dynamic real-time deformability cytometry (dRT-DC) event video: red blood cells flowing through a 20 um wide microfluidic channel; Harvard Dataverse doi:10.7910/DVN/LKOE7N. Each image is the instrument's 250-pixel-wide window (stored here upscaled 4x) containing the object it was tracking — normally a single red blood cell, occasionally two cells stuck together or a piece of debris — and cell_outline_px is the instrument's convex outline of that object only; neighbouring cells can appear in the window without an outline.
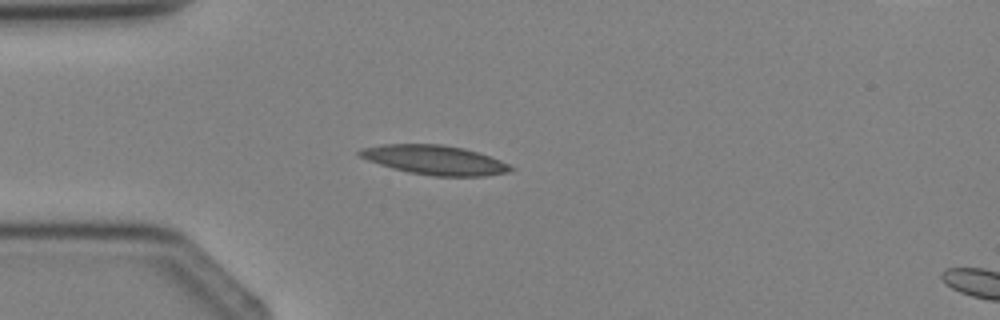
{"species": "Egyptian fruit bat (a non-hibernating species)", "species_latin": "Rousettus aegyptiacus", "temperature_condition": "cold", "stored_images_in_passage": 3, "camera_frame_rate_fps": 3000, "um_per_image_px": 0.085, "animal": {"sex": "female"}, "frame": {"image": 1, "passage_image": 2, "time_ms": 1.0, "image_size_px": [1000, 320], "cell_outline_px": [[516, 168], [508, 172], [484, 176], [432, 176], [408, 172], [392, 168], [368, 160], [360, 156], [356, 152], [360, 148], [384, 144], [440, 144], [464, 148], [500, 160]], "centroid_in_image_um": [36.93, 13.6], "position_along_channel_um": 48.1, "area_um2": 25.72}}